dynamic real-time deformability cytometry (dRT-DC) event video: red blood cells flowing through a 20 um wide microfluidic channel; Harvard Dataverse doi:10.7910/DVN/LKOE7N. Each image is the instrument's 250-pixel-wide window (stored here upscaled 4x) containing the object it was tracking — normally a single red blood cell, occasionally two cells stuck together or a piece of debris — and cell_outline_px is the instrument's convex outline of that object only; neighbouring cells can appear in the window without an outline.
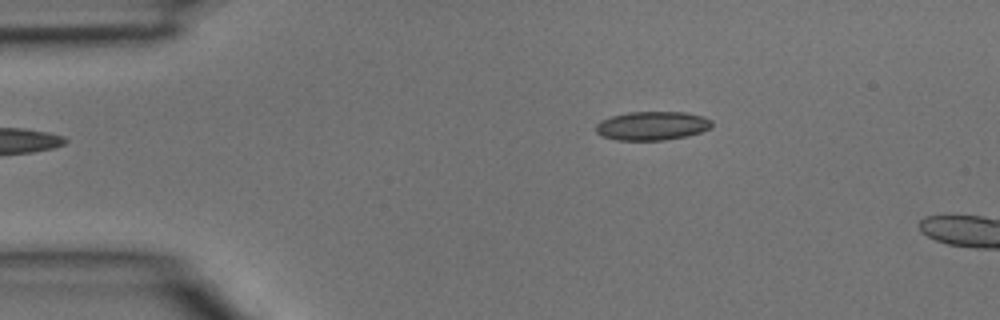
{"species": "common noctule bat (a hibernating species)", "species_latin": "Nyctalus noctula", "temperature_condition": "room temperature", "stored_images_in_passage": 3, "camera_frame_rate_fps": 3000, "um_per_image_px": 0.085, "animal": {"sex": "male", "body_mass_g": 15.6}, "frame": {"image": 1, "passage_image": 3, "time_ms": 0.667, "image_size_px": [1000, 320], "cell_outline_px": [[712, 128], [688, 136], [664, 140], [616, 140], [600, 136], [596, 132], [596, 124], [600, 120], [612, 116], [628, 112], [684, 112], [704, 116], [712, 120]], "centroid_in_image_um": [55.43, 10.69], "position_along_channel_um": 29.6, "area_um2": 19.65}}